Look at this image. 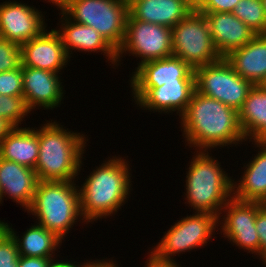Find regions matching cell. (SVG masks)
Returning a JSON list of instances; mask_svg holds the SVG:
<instances>
[{
    "label": "cell",
    "instance_id": "cell-1",
    "mask_svg": "<svg viewBox=\"0 0 266 267\" xmlns=\"http://www.w3.org/2000/svg\"><path fill=\"white\" fill-rule=\"evenodd\" d=\"M179 123L187 142L185 146L194 147L195 151L211 152L214 148L239 146L246 141L238 111L196 91Z\"/></svg>",
    "mask_w": 266,
    "mask_h": 267
},
{
    "label": "cell",
    "instance_id": "cell-2",
    "mask_svg": "<svg viewBox=\"0 0 266 267\" xmlns=\"http://www.w3.org/2000/svg\"><path fill=\"white\" fill-rule=\"evenodd\" d=\"M104 160L90 172L81 186L80 211L84 221L89 224L98 219L110 218L125 205L132 191L130 162L122 156ZM122 206V207H121Z\"/></svg>",
    "mask_w": 266,
    "mask_h": 267
},
{
    "label": "cell",
    "instance_id": "cell-3",
    "mask_svg": "<svg viewBox=\"0 0 266 267\" xmlns=\"http://www.w3.org/2000/svg\"><path fill=\"white\" fill-rule=\"evenodd\" d=\"M37 129L39 150L35 167L39 181H75L79 178L88 137L45 120ZM64 127V128H63Z\"/></svg>",
    "mask_w": 266,
    "mask_h": 267
},
{
    "label": "cell",
    "instance_id": "cell-4",
    "mask_svg": "<svg viewBox=\"0 0 266 267\" xmlns=\"http://www.w3.org/2000/svg\"><path fill=\"white\" fill-rule=\"evenodd\" d=\"M196 152V154H195ZM186 169L185 204L195 212L220 215L233 197V178L220 166L221 163L208 151H194Z\"/></svg>",
    "mask_w": 266,
    "mask_h": 267
},
{
    "label": "cell",
    "instance_id": "cell-5",
    "mask_svg": "<svg viewBox=\"0 0 266 267\" xmlns=\"http://www.w3.org/2000/svg\"><path fill=\"white\" fill-rule=\"evenodd\" d=\"M27 213L35 216L37 224L54 232L63 241L70 228L79 221L87 224L80 211V193L76 180L39 181Z\"/></svg>",
    "mask_w": 266,
    "mask_h": 267
},
{
    "label": "cell",
    "instance_id": "cell-6",
    "mask_svg": "<svg viewBox=\"0 0 266 267\" xmlns=\"http://www.w3.org/2000/svg\"><path fill=\"white\" fill-rule=\"evenodd\" d=\"M60 10L70 20L94 28L116 51L122 45L128 8L119 0H71Z\"/></svg>",
    "mask_w": 266,
    "mask_h": 267
},
{
    "label": "cell",
    "instance_id": "cell-7",
    "mask_svg": "<svg viewBox=\"0 0 266 267\" xmlns=\"http://www.w3.org/2000/svg\"><path fill=\"white\" fill-rule=\"evenodd\" d=\"M171 35L172 56L182 59L193 70L221 59L205 15L196 10L172 27Z\"/></svg>",
    "mask_w": 266,
    "mask_h": 267
},
{
    "label": "cell",
    "instance_id": "cell-8",
    "mask_svg": "<svg viewBox=\"0 0 266 267\" xmlns=\"http://www.w3.org/2000/svg\"><path fill=\"white\" fill-rule=\"evenodd\" d=\"M216 228L220 229L218 228V216L195 212L171 225L150 252L158 259L175 261L173 257L177 254L190 252L199 247L204 248L208 242L210 243L209 240L212 239Z\"/></svg>",
    "mask_w": 266,
    "mask_h": 267
},
{
    "label": "cell",
    "instance_id": "cell-9",
    "mask_svg": "<svg viewBox=\"0 0 266 267\" xmlns=\"http://www.w3.org/2000/svg\"><path fill=\"white\" fill-rule=\"evenodd\" d=\"M196 92L214 98L239 111L253 84L239 76L221 58L215 63L194 69Z\"/></svg>",
    "mask_w": 266,
    "mask_h": 267
},
{
    "label": "cell",
    "instance_id": "cell-10",
    "mask_svg": "<svg viewBox=\"0 0 266 267\" xmlns=\"http://www.w3.org/2000/svg\"><path fill=\"white\" fill-rule=\"evenodd\" d=\"M126 53L141 59L138 66L150 60L171 57V28L138 19H127L124 40L117 50V67L119 63L121 66Z\"/></svg>",
    "mask_w": 266,
    "mask_h": 267
},
{
    "label": "cell",
    "instance_id": "cell-11",
    "mask_svg": "<svg viewBox=\"0 0 266 267\" xmlns=\"http://www.w3.org/2000/svg\"><path fill=\"white\" fill-rule=\"evenodd\" d=\"M256 215L257 201H243L232 197L218 216V226L221 228V235L228 238L229 243L237 245L244 252L257 255L258 258L260 241L255 228Z\"/></svg>",
    "mask_w": 266,
    "mask_h": 267
},
{
    "label": "cell",
    "instance_id": "cell-12",
    "mask_svg": "<svg viewBox=\"0 0 266 267\" xmlns=\"http://www.w3.org/2000/svg\"><path fill=\"white\" fill-rule=\"evenodd\" d=\"M129 81L133 101L137 102L152 87L177 81H195V74L182 59L171 56L135 67Z\"/></svg>",
    "mask_w": 266,
    "mask_h": 267
},
{
    "label": "cell",
    "instance_id": "cell-13",
    "mask_svg": "<svg viewBox=\"0 0 266 267\" xmlns=\"http://www.w3.org/2000/svg\"><path fill=\"white\" fill-rule=\"evenodd\" d=\"M33 6L15 0L0 3V37L22 45L39 36L48 25L43 13Z\"/></svg>",
    "mask_w": 266,
    "mask_h": 267
},
{
    "label": "cell",
    "instance_id": "cell-14",
    "mask_svg": "<svg viewBox=\"0 0 266 267\" xmlns=\"http://www.w3.org/2000/svg\"><path fill=\"white\" fill-rule=\"evenodd\" d=\"M45 29L39 36L21 45V66L48 70L57 74L70 61L55 29Z\"/></svg>",
    "mask_w": 266,
    "mask_h": 267
},
{
    "label": "cell",
    "instance_id": "cell-15",
    "mask_svg": "<svg viewBox=\"0 0 266 267\" xmlns=\"http://www.w3.org/2000/svg\"><path fill=\"white\" fill-rule=\"evenodd\" d=\"M22 77L23 97L30 112L39 107L53 110L63 103L66 93L59 74L22 66Z\"/></svg>",
    "mask_w": 266,
    "mask_h": 267
},
{
    "label": "cell",
    "instance_id": "cell-16",
    "mask_svg": "<svg viewBox=\"0 0 266 267\" xmlns=\"http://www.w3.org/2000/svg\"><path fill=\"white\" fill-rule=\"evenodd\" d=\"M61 26L55 29L61 36L63 46L67 55L72 57L74 52H101L111 62L112 66L117 67V51L100 35L94 28L85 24L76 23L70 20L61 10L59 13Z\"/></svg>",
    "mask_w": 266,
    "mask_h": 267
},
{
    "label": "cell",
    "instance_id": "cell-17",
    "mask_svg": "<svg viewBox=\"0 0 266 267\" xmlns=\"http://www.w3.org/2000/svg\"><path fill=\"white\" fill-rule=\"evenodd\" d=\"M205 15L210 34L221 58L244 46L256 34L232 12H200Z\"/></svg>",
    "mask_w": 266,
    "mask_h": 267
},
{
    "label": "cell",
    "instance_id": "cell-18",
    "mask_svg": "<svg viewBox=\"0 0 266 267\" xmlns=\"http://www.w3.org/2000/svg\"><path fill=\"white\" fill-rule=\"evenodd\" d=\"M196 91L195 81H177L150 88L135 104L142 110L181 115ZM145 108V109H144Z\"/></svg>",
    "mask_w": 266,
    "mask_h": 267
},
{
    "label": "cell",
    "instance_id": "cell-19",
    "mask_svg": "<svg viewBox=\"0 0 266 267\" xmlns=\"http://www.w3.org/2000/svg\"><path fill=\"white\" fill-rule=\"evenodd\" d=\"M39 179L35 170L0 157V190L26 211L32 204Z\"/></svg>",
    "mask_w": 266,
    "mask_h": 267
},
{
    "label": "cell",
    "instance_id": "cell-20",
    "mask_svg": "<svg viewBox=\"0 0 266 267\" xmlns=\"http://www.w3.org/2000/svg\"><path fill=\"white\" fill-rule=\"evenodd\" d=\"M194 11V0H139L128 8L127 19L174 27Z\"/></svg>",
    "mask_w": 266,
    "mask_h": 267
},
{
    "label": "cell",
    "instance_id": "cell-21",
    "mask_svg": "<svg viewBox=\"0 0 266 267\" xmlns=\"http://www.w3.org/2000/svg\"><path fill=\"white\" fill-rule=\"evenodd\" d=\"M224 58L239 76L253 85H261L266 80V34H256Z\"/></svg>",
    "mask_w": 266,
    "mask_h": 267
},
{
    "label": "cell",
    "instance_id": "cell-22",
    "mask_svg": "<svg viewBox=\"0 0 266 267\" xmlns=\"http://www.w3.org/2000/svg\"><path fill=\"white\" fill-rule=\"evenodd\" d=\"M258 153L243 166V175L233 180V197L243 201H266V141H252Z\"/></svg>",
    "mask_w": 266,
    "mask_h": 267
},
{
    "label": "cell",
    "instance_id": "cell-23",
    "mask_svg": "<svg viewBox=\"0 0 266 267\" xmlns=\"http://www.w3.org/2000/svg\"><path fill=\"white\" fill-rule=\"evenodd\" d=\"M36 129V130H35ZM39 141L37 127H13L0 141V157L35 169Z\"/></svg>",
    "mask_w": 266,
    "mask_h": 267
},
{
    "label": "cell",
    "instance_id": "cell-24",
    "mask_svg": "<svg viewBox=\"0 0 266 267\" xmlns=\"http://www.w3.org/2000/svg\"><path fill=\"white\" fill-rule=\"evenodd\" d=\"M238 113L246 141H266V89L262 85H253Z\"/></svg>",
    "mask_w": 266,
    "mask_h": 267
},
{
    "label": "cell",
    "instance_id": "cell-25",
    "mask_svg": "<svg viewBox=\"0 0 266 267\" xmlns=\"http://www.w3.org/2000/svg\"><path fill=\"white\" fill-rule=\"evenodd\" d=\"M3 221L4 228L14 237L17 243L19 256L57 257L55 252L58 251L63 241L54 232L34 223L20 237L19 234L17 236L18 232L12 228V224L10 226L5 220Z\"/></svg>",
    "mask_w": 266,
    "mask_h": 267
},
{
    "label": "cell",
    "instance_id": "cell-26",
    "mask_svg": "<svg viewBox=\"0 0 266 267\" xmlns=\"http://www.w3.org/2000/svg\"><path fill=\"white\" fill-rule=\"evenodd\" d=\"M232 13L255 34H266V12L262 0H240Z\"/></svg>",
    "mask_w": 266,
    "mask_h": 267
},
{
    "label": "cell",
    "instance_id": "cell-27",
    "mask_svg": "<svg viewBox=\"0 0 266 267\" xmlns=\"http://www.w3.org/2000/svg\"><path fill=\"white\" fill-rule=\"evenodd\" d=\"M29 113L23 96L0 95V118L12 127H21Z\"/></svg>",
    "mask_w": 266,
    "mask_h": 267
},
{
    "label": "cell",
    "instance_id": "cell-28",
    "mask_svg": "<svg viewBox=\"0 0 266 267\" xmlns=\"http://www.w3.org/2000/svg\"><path fill=\"white\" fill-rule=\"evenodd\" d=\"M21 65V45L0 37V72L11 71Z\"/></svg>",
    "mask_w": 266,
    "mask_h": 267
},
{
    "label": "cell",
    "instance_id": "cell-29",
    "mask_svg": "<svg viewBox=\"0 0 266 267\" xmlns=\"http://www.w3.org/2000/svg\"><path fill=\"white\" fill-rule=\"evenodd\" d=\"M18 246L14 237L4 229L0 233V267H19Z\"/></svg>",
    "mask_w": 266,
    "mask_h": 267
},
{
    "label": "cell",
    "instance_id": "cell-30",
    "mask_svg": "<svg viewBox=\"0 0 266 267\" xmlns=\"http://www.w3.org/2000/svg\"><path fill=\"white\" fill-rule=\"evenodd\" d=\"M0 95L23 96L22 66L0 72Z\"/></svg>",
    "mask_w": 266,
    "mask_h": 267
},
{
    "label": "cell",
    "instance_id": "cell-31",
    "mask_svg": "<svg viewBox=\"0 0 266 267\" xmlns=\"http://www.w3.org/2000/svg\"><path fill=\"white\" fill-rule=\"evenodd\" d=\"M240 0H194L198 12H232Z\"/></svg>",
    "mask_w": 266,
    "mask_h": 267
},
{
    "label": "cell",
    "instance_id": "cell-32",
    "mask_svg": "<svg viewBox=\"0 0 266 267\" xmlns=\"http://www.w3.org/2000/svg\"><path fill=\"white\" fill-rule=\"evenodd\" d=\"M255 228L258 233L259 245V258L266 254V206L257 201V215L255 221Z\"/></svg>",
    "mask_w": 266,
    "mask_h": 267
},
{
    "label": "cell",
    "instance_id": "cell-33",
    "mask_svg": "<svg viewBox=\"0 0 266 267\" xmlns=\"http://www.w3.org/2000/svg\"><path fill=\"white\" fill-rule=\"evenodd\" d=\"M58 260L53 257H25L19 256V267H52L53 263Z\"/></svg>",
    "mask_w": 266,
    "mask_h": 267
},
{
    "label": "cell",
    "instance_id": "cell-34",
    "mask_svg": "<svg viewBox=\"0 0 266 267\" xmlns=\"http://www.w3.org/2000/svg\"><path fill=\"white\" fill-rule=\"evenodd\" d=\"M144 267H181L176 261H166L156 258L150 251Z\"/></svg>",
    "mask_w": 266,
    "mask_h": 267
},
{
    "label": "cell",
    "instance_id": "cell-35",
    "mask_svg": "<svg viewBox=\"0 0 266 267\" xmlns=\"http://www.w3.org/2000/svg\"><path fill=\"white\" fill-rule=\"evenodd\" d=\"M116 260L113 261L112 259H103L100 260V259H96V260H91L85 267H119L118 266V263L116 264Z\"/></svg>",
    "mask_w": 266,
    "mask_h": 267
},
{
    "label": "cell",
    "instance_id": "cell-36",
    "mask_svg": "<svg viewBox=\"0 0 266 267\" xmlns=\"http://www.w3.org/2000/svg\"><path fill=\"white\" fill-rule=\"evenodd\" d=\"M90 261L87 260V262L85 263H80V264H76V262L74 261V263L72 261H63V260H56L53 263L52 267H85Z\"/></svg>",
    "mask_w": 266,
    "mask_h": 267
},
{
    "label": "cell",
    "instance_id": "cell-37",
    "mask_svg": "<svg viewBox=\"0 0 266 267\" xmlns=\"http://www.w3.org/2000/svg\"><path fill=\"white\" fill-rule=\"evenodd\" d=\"M12 128L13 127L9 123H7L3 118H0V141Z\"/></svg>",
    "mask_w": 266,
    "mask_h": 267
},
{
    "label": "cell",
    "instance_id": "cell-38",
    "mask_svg": "<svg viewBox=\"0 0 266 267\" xmlns=\"http://www.w3.org/2000/svg\"><path fill=\"white\" fill-rule=\"evenodd\" d=\"M69 1H71V0H50V2L49 3H53V5L58 9L59 8V10L67 3V2H69Z\"/></svg>",
    "mask_w": 266,
    "mask_h": 267
},
{
    "label": "cell",
    "instance_id": "cell-39",
    "mask_svg": "<svg viewBox=\"0 0 266 267\" xmlns=\"http://www.w3.org/2000/svg\"><path fill=\"white\" fill-rule=\"evenodd\" d=\"M122 4H124L127 8L132 6L135 2H138L139 0H119Z\"/></svg>",
    "mask_w": 266,
    "mask_h": 267
},
{
    "label": "cell",
    "instance_id": "cell-40",
    "mask_svg": "<svg viewBox=\"0 0 266 267\" xmlns=\"http://www.w3.org/2000/svg\"><path fill=\"white\" fill-rule=\"evenodd\" d=\"M262 259V260H261ZM260 260L262 261V263L265 265V267H266V254L265 255H263L261 258H260Z\"/></svg>",
    "mask_w": 266,
    "mask_h": 267
},
{
    "label": "cell",
    "instance_id": "cell-41",
    "mask_svg": "<svg viewBox=\"0 0 266 267\" xmlns=\"http://www.w3.org/2000/svg\"><path fill=\"white\" fill-rule=\"evenodd\" d=\"M5 228H4V225H3V223H2V220H0V233L4 230Z\"/></svg>",
    "mask_w": 266,
    "mask_h": 267
},
{
    "label": "cell",
    "instance_id": "cell-42",
    "mask_svg": "<svg viewBox=\"0 0 266 267\" xmlns=\"http://www.w3.org/2000/svg\"><path fill=\"white\" fill-rule=\"evenodd\" d=\"M262 3H263V6H264V9H265V12H266V0H262Z\"/></svg>",
    "mask_w": 266,
    "mask_h": 267
},
{
    "label": "cell",
    "instance_id": "cell-43",
    "mask_svg": "<svg viewBox=\"0 0 266 267\" xmlns=\"http://www.w3.org/2000/svg\"><path fill=\"white\" fill-rule=\"evenodd\" d=\"M3 203V200H2V194H1V190H0V204ZM1 206V205H0Z\"/></svg>",
    "mask_w": 266,
    "mask_h": 267
},
{
    "label": "cell",
    "instance_id": "cell-44",
    "mask_svg": "<svg viewBox=\"0 0 266 267\" xmlns=\"http://www.w3.org/2000/svg\"><path fill=\"white\" fill-rule=\"evenodd\" d=\"M261 85L266 89V80Z\"/></svg>",
    "mask_w": 266,
    "mask_h": 267
}]
</instances>
